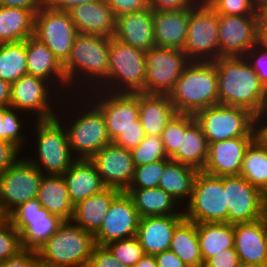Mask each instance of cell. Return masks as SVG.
I'll return each instance as SVG.
<instances>
[{
	"mask_svg": "<svg viewBox=\"0 0 267 267\" xmlns=\"http://www.w3.org/2000/svg\"><path fill=\"white\" fill-rule=\"evenodd\" d=\"M56 117L64 125L78 159H90L111 143L103 113L85 94L64 96Z\"/></svg>",
	"mask_w": 267,
	"mask_h": 267,
	"instance_id": "cell-1",
	"label": "cell"
},
{
	"mask_svg": "<svg viewBox=\"0 0 267 267\" xmlns=\"http://www.w3.org/2000/svg\"><path fill=\"white\" fill-rule=\"evenodd\" d=\"M110 38L78 33L63 64L69 95L96 89L107 77Z\"/></svg>",
	"mask_w": 267,
	"mask_h": 267,
	"instance_id": "cell-2",
	"label": "cell"
},
{
	"mask_svg": "<svg viewBox=\"0 0 267 267\" xmlns=\"http://www.w3.org/2000/svg\"><path fill=\"white\" fill-rule=\"evenodd\" d=\"M217 72L219 103L261 111L265 87L245 57H220L214 61Z\"/></svg>",
	"mask_w": 267,
	"mask_h": 267,
	"instance_id": "cell-3",
	"label": "cell"
},
{
	"mask_svg": "<svg viewBox=\"0 0 267 267\" xmlns=\"http://www.w3.org/2000/svg\"><path fill=\"white\" fill-rule=\"evenodd\" d=\"M29 145L26 149L34 155L29 151L24 153L30 154L25 157L44 175H63L78 159L71 150L64 125L57 117L33 120L29 129Z\"/></svg>",
	"mask_w": 267,
	"mask_h": 267,
	"instance_id": "cell-4",
	"label": "cell"
},
{
	"mask_svg": "<svg viewBox=\"0 0 267 267\" xmlns=\"http://www.w3.org/2000/svg\"><path fill=\"white\" fill-rule=\"evenodd\" d=\"M168 95L177 114L195 115L219 104L214 61H190Z\"/></svg>",
	"mask_w": 267,
	"mask_h": 267,
	"instance_id": "cell-5",
	"label": "cell"
},
{
	"mask_svg": "<svg viewBox=\"0 0 267 267\" xmlns=\"http://www.w3.org/2000/svg\"><path fill=\"white\" fill-rule=\"evenodd\" d=\"M94 235L71 221H63L37 250L39 263L48 267H87Z\"/></svg>",
	"mask_w": 267,
	"mask_h": 267,
	"instance_id": "cell-6",
	"label": "cell"
},
{
	"mask_svg": "<svg viewBox=\"0 0 267 267\" xmlns=\"http://www.w3.org/2000/svg\"><path fill=\"white\" fill-rule=\"evenodd\" d=\"M146 51L110 38L108 77L96 88L108 93H145Z\"/></svg>",
	"mask_w": 267,
	"mask_h": 267,
	"instance_id": "cell-7",
	"label": "cell"
},
{
	"mask_svg": "<svg viewBox=\"0 0 267 267\" xmlns=\"http://www.w3.org/2000/svg\"><path fill=\"white\" fill-rule=\"evenodd\" d=\"M183 213L185 219L196 224L228 222L223 176L199 171L193 183L191 198L183 207Z\"/></svg>",
	"mask_w": 267,
	"mask_h": 267,
	"instance_id": "cell-8",
	"label": "cell"
},
{
	"mask_svg": "<svg viewBox=\"0 0 267 267\" xmlns=\"http://www.w3.org/2000/svg\"><path fill=\"white\" fill-rule=\"evenodd\" d=\"M194 117L208 144L230 138L255 136V115L241 107L219 103L198 111Z\"/></svg>",
	"mask_w": 267,
	"mask_h": 267,
	"instance_id": "cell-9",
	"label": "cell"
},
{
	"mask_svg": "<svg viewBox=\"0 0 267 267\" xmlns=\"http://www.w3.org/2000/svg\"><path fill=\"white\" fill-rule=\"evenodd\" d=\"M62 99L63 96L48 81L32 75H23L11 83L10 107L33 120L56 117Z\"/></svg>",
	"mask_w": 267,
	"mask_h": 267,
	"instance_id": "cell-10",
	"label": "cell"
},
{
	"mask_svg": "<svg viewBox=\"0 0 267 267\" xmlns=\"http://www.w3.org/2000/svg\"><path fill=\"white\" fill-rule=\"evenodd\" d=\"M44 174L25 155L0 175V217L37 198Z\"/></svg>",
	"mask_w": 267,
	"mask_h": 267,
	"instance_id": "cell-11",
	"label": "cell"
},
{
	"mask_svg": "<svg viewBox=\"0 0 267 267\" xmlns=\"http://www.w3.org/2000/svg\"><path fill=\"white\" fill-rule=\"evenodd\" d=\"M218 14L209 5L189 8L188 33L184 53L190 61H215L219 58Z\"/></svg>",
	"mask_w": 267,
	"mask_h": 267,
	"instance_id": "cell-12",
	"label": "cell"
},
{
	"mask_svg": "<svg viewBox=\"0 0 267 267\" xmlns=\"http://www.w3.org/2000/svg\"><path fill=\"white\" fill-rule=\"evenodd\" d=\"M78 32L69 12L43 6L34 18V37L45 44L63 65L73 47Z\"/></svg>",
	"mask_w": 267,
	"mask_h": 267,
	"instance_id": "cell-13",
	"label": "cell"
},
{
	"mask_svg": "<svg viewBox=\"0 0 267 267\" xmlns=\"http://www.w3.org/2000/svg\"><path fill=\"white\" fill-rule=\"evenodd\" d=\"M7 218L21 234L23 249L37 251L63 222L40 205L37 198L14 209Z\"/></svg>",
	"mask_w": 267,
	"mask_h": 267,
	"instance_id": "cell-14",
	"label": "cell"
},
{
	"mask_svg": "<svg viewBox=\"0 0 267 267\" xmlns=\"http://www.w3.org/2000/svg\"><path fill=\"white\" fill-rule=\"evenodd\" d=\"M190 62L181 49L154 46L146 51V94H169Z\"/></svg>",
	"mask_w": 267,
	"mask_h": 267,
	"instance_id": "cell-15",
	"label": "cell"
},
{
	"mask_svg": "<svg viewBox=\"0 0 267 267\" xmlns=\"http://www.w3.org/2000/svg\"><path fill=\"white\" fill-rule=\"evenodd\" d=\"M85 95L103 113L111 142L125 130L138 127L139 93H108L93 89L86 92Z\"/></svg>",
	"mask_w": 267,
	"mask_h": 267,
	"instance_id": "cell-16",
	"label": "cell"
},
{
	"mask_svg": "<svg viewBox=\"0 0 267 267\" xmlns=\"http://www.w3.org/2000/svg\"><path fill=\"white\" fill-rule=\"evenodd\" d=\"M228 223H248L266 216L265 195L242 176H223Z\"/></svg>",
	"mask_w": 267,
	"mask_h": 267,
	"instance_id": "cell-17",
	"label": "cell"
},
{
	"mask_svg": "<svg viewBox=\"0 0 267 267\" xmlns=\"http://www.w3.org/2000/svg\"><path fill=\"white\" fill-rule=\"evenodd\" d=\"M140 216L133 200L121 191L112 201L99 230L94 234L97 245L128 239L137 235Z\"/></svg>",
	"mask_w": 267,
	"mask_h": 267,
	"instance_id": "cell-18",
	"label": "cell"
},
{
	"mask_svg": "<svg viewBox=\"0 0 267 267\" xmlns=\"http://www.w3.org/2000/svg\"><path fill=\"white\" fill-rule=\"evenodd\" d=\"M219 58L245 57L258 43V16L218 15Z\"/></svg>",
	"mask_w": 267,
	"mask_h": 267,
	"instance_id": "cell-19",
	"label": "cell"
},
{
	"mask_svg": "<svg viewBox=\"0 0 267 267\" xmlns=\"http://www.w3.org/2000/svg\"><path fill=\"white\" fill-rule=\"evenodd\" d=\"M90 160L95 165L106 188H115L120 191L128 189L135 170L130 150L111 142L94 154Z\"/></svg>",
	"mask_w": 267,
	"mask_h": 267,
	"instance_id": "cell-20",
	"label": "cell"
},
{
	"mask_svg": "<svg viewBox=\"0 0 267 267\" xmlns=\"http://www.w3.org/2000/svg\"><path fill=\"white\" fill-rule=\"evenodd\" d=\"M256 136H242L209 143L208 157L202 171L214 176H239L249 145Z\"/></svg>",
	"mask_w": 267,
	"mask_h": 267,
	"instance_id": "cell-21",
	"label": "cell"
},
{
	"mask_svg": "<svg viewBox=\"0 0 267 267\" xmlns=\"http://www.w3.org/2000/svg\"><path fill=\"white\" fill-rule=\"evenodd\" d=\"M27 74L48 81L63 97L69 95L63 65L34 36L26 39Z\"/></svg>",
	"mask_w": 267,
	"mask_h": 267,
	"instance_id": "cell-22",
	"label": "cell"
},
{
	"mask_svg": "<svg viewBox=\"0 0 267 267\" xmlns=\"http://www.w3.org/2000/svg\"><path fill=\"white\" fill-rule=\"evenodd\" d=\"M234 248L241 262L267 267V216L234 224Z\"/></svg>",
	"mask_w": 267,
	"mask_h": 267,
	"instance_id": "cell-23",
	"label": "cell"
},
{
	"mask_svg": "<svg viewBox=\"0 0 267 267\" xmlns=\"http://www.w3.org/2000/svg\"><path fill=\"white\" fill-rule=\"evenodd\" d=\"M209 144L194 115L181 114V141L172 161L202 171L208 157Z\"/></svg>",
	"mask_w": 267,
	"mask_h": 267,
	"instance_id": "cell-24",
	"label": "cell"
},
{
	"mask_svg": "<svg viewBox=\"0 0 267 267\" xmlns=\"http://www.w3.org/2000/svg\"><path fill=\"white\" fill-rule=\"evenodd\" d=\"M68 12L78 33L114 37L116 17L106 0L83 3Z\"/></svg>",
	"mask_w": 267,
	"mask_h": 267,
	"instance_id": "cell-25",
	"label": "cell"
},
{
	"mask_svg": "<svg viewBox=\"0 0 267 267\" xmlns=\"http://www.w3.org/2000/svg\"><path fill=\"white\" fill-rule=\"evenodd\" d=\"M184 215L140 217L137 235L144 254L156 255L170 248L173 232Z\"/></svg>",
	"mask_w": 267,
	"mask_h": 267,
	"instance_id": "cell-26",
	"label": "cell"
},
{
	"mask_svg": "<svg viewBox=\"0 0 267 267\" xmlns=\"http://www.w3.org/2000/svg\"><path fill=\"white\" fill-rule=\"evenodd\" d=\"M153 20L154 11L150 8L120 15L116 17L114 38L132 47L148 51L155 46Z\"/></svg>",
	"mask_w": 267,
	"mask_h": 267,
	"instance_id": "cell-27",
	"label": "cell"
},
{
	"mask_svg": "<svg viewBox=\"0 0 267 267\" xmlns=\"http://www.w3.org/2000/svg\"><path fill=\"white\" fill-rule=\"evenodd\" d=\"M189 8L154 11L155 46L183 50L188 33Z\"/></svg>",
	"mask_w": 267,
	"mask_h": 267,
	"instance_id": "cell-28",
	"label": "cell"
},
{
	"mask_svg": "<svg viewBox=\"0 0 267 267\" xmlns=\"http://www.w3.org/2000/svg\"><path fill=\"white\" fill-rule=\"evenodd\" d=\"M62 176L67 185L70 202L74 206L106 188L90 159H77Z\"/></svg>",
	"mask_w": 267,
	"mask_h": 267,
	"instance_id": "cell-29",
	"label": "cell"
},
{
	"mask_svg": "<svg viewBox=\"0 0 267 267\" xmlns=\"http://www.w3.org/2000/svg\"><path fill=\"white\" fill-rule=\"evenodd\" d=\"M176 114L168 94L139 93V119L145 135L162 136Z\"/></svg>",
	"mask_w": 267,
	"mask_h": 267,
	"instance_id": "cell-30",
	"label": "cell"
},
{
	"mask_svg": "<svg viewBox=\"0 0 267 267\" xmlns=\"http://www.w3.org/2000/svg\"><path fill=\"white\" fill-rule=\"evenodd\" d=\"M115 188H105L74 206L72 221L93 235L101 227L113 199L120 193Z\"/></svg>",
	"mask_w": 267,
	"mask_h": 267,
	"instance_id": "cell-31",
	"label": "cell"
},
{
	"mask_svg": "<svg viewBox=\"0 0 267 267\" xmlns=\"http://www.w3.org/2000/svg\"><path fill=\"white\" fill-rule=\"evenodd\" d=\"M140 217L162 215H184L183 207L163 189H127Z\"/></svg>",
	"mask_w": 267,
	"mask_h": 267,
	"instance_id": "cell-32",
	"label": "cell"
},
{
	"mask_svg": "<svg viewBox=\"0 0 267 267\" xmlns=\"http://www.w3.org/2000/svg\"><path fill=\"white\" fill-rule=\"evenodd\" d=\"M40 205L63 221H71L74 205L62 175H44L38 190Z\"/></svg>",
	"mask_w": 267,
	"mask_h": 267,
	"instance_id": "cell-33",
	"label": "cell"
},
{
	"mask_svg": "<svg viewBox=\"0 0 267 267\" xmlns=\"http://www.w3.org/2000/svg\"><path fill=\"white\" fill-rule=\"evenodd\" d=\"M198 172L191 166L170 160L163 169L158 187L184 207L191 198L193 183Z\"/></svg>",
	"mask_w": 267,
	"mask_h": 267,
	"instance_id": "cell-34",
	"label": "cell"
},
{
	"mask_svg": "<svg viewBox=\"0 0 267 267\" xmlns=\"http://www.w3.org/2000/svg\"><path fill=\"white\" fill-rule=\"evenodd\" d=\"M35 14L26 8L0 6V43L20 42L34 36Z\"/></svg>",
	"mask_w": 267,
	"mask_h": 267,
	"instance_id": "cell-35",
	"label": "cell"
},
{
	"mask_svg": "<svg viewBox=\"0 0 267 267\" xmlns=\"http://www.w3.org/2000/svg\"><path fill=\"white\" fill-rule=\"evenodd\" d=\"M203 263L222 250L234 248V225L228 222L197 223Z\"/></svg>",
	"mask_w": 267,
	"mask_h": 267,
	"instance_id": "cell-36",
	"label": "cell"
},
{
	"mask_svg": "<svg viewBox=\"0 0 267 267\" xmlns=\"http://www.w3.org/2000/svg\"><path fill=\"white\" fill-rule=\"evenodd\" d=\"M169 250L174 252L188 267H203L195 222L184 218L176 226Z\"/></svg>",
	"mask_w": 267,
	"mask_h": 267,
	"instance_id": "cell-37",
	"label": "cell"
},
{
	"mask_svg": "<svg viewBox=\"0 0 267 267\" xmlns=\"http://www.w3.org/2000/svg\"><path fill=\"white\" fill-rule=\"evenodd\" d=\"M29 118L27 114L18 111L16 108L10 106L0 107V139L14 144L24 153L25 147L29 144L28 129H30L33 122Z\"/></svg>",
	"mask_w": 267,
	"mask_h": 267,
	"instance_id": "cell-38",
	"label": "cell"
},
{
	"mask_svg": "<svg viewBox=\"0 0 267 267\" xmlns=\"http://www.w3.org/2000/svg\"><path fill=\"white\" fill-rule=\"evenodd\" d=\"M239 176L267 194V149L257 139L246 150Z\"/></svg>",
	"mask_w": 267,
	"mask_h": 267,
	"instance_id": "cell-39",
	"label": "cell"
},
{
	"mask_svg": "<svg viewBox=\"0 0 267 267\" xmlns=\"http://www.w3.org/2000/svg\"><path fill=\"white\" fill-rule=\"evenodd\" d=\"M26 74V40L0 43V79L13 83Z\"/></svg>",
	"mask_w": 267,
	"mask_h": 267,
	"instance_id": "cell-40",
	"label": "cell"
},
{
	"mask_svg": "<svg viewBox=\"0 0 267 267\" xmlns=\"http://www.w3.org/2000/svg\"><path fill=\"white\" fill-rule=\"evenodd\" d=\"M135 166H141L159 160H170L164 150L162 138L159 135H145L144 140L130 150Z\"/></svg>",
	"mask_w": 267,
	"mask_h": 267,
	"instance_id": "cell-41",
	"label": "cell"
},
{
	"mask_svg": "<svg viewBox=\"0 0 267 267\" xmlns=\"http://www.w3.org/2000/svg\"><path fill=\"white\" fill-rule=\"evenodd\" d=\"M22 250L20 232L7 217H0V262L15 257Z\"/></svg>",
	"mask_w": 267,
	"mask_h": 267,
	"instance_id": "cell-42",
	"label": "cell"
},
{
	"mask_svg": "<svg viewBox=\"0 0 267 267\" xmlns=\"http://www.w3.org/2000/svg\"><path fill=\"white\" fill-rule=\"evenodd\" d=\"M170 160H159L149 164L135 166L134 176L128 189L156 188L165 165Z\"/></svg>",
	"mask_w": 267,
	"mask_h": 267,
	"instance_id": "cell-43",
	"label": "cell"
},
{
	"mask_svg": "<svg viewBox=\"0 0 267 267\" xmlns=\"http://www.w3.org/2000/svg\"><path fill=\"white\" fill-rule=\"evenodd\" d=\"M126 266L133 267L145 254L138 238L132 237L105 245Z\"/></svg>",
	"mask_w": 267,
	"mask_h": 267,
	"instance_id": "cell-44",
	"label": "cell"
},
{
	"mask_svg": "<svg viewBox=\"0 0 267 267\" xmlns=\"http://www.w3.org/2000/svg\"><path fill=\"white\" fill-rule=\"evenodd\" d=\"M209 6L218 15L258 16L255 0H213Z\"/></svg>",
	"mask_w": 267,
	"mask_h": 267,
	"instance_id": "cell-45",
	"label": "cell"
},
{
	"mask_svg": "<svg viewBox=\"0 0 267 267\" xmlns=\"http://www.w3.org/2000/svg\"><path fill=\"white\" fill-rule=\"evenodd\" d=\"M164 150L170 158L178 149L181 141V114H176L165 126L162 133Z\"/></svg>",
	"mask_w": 267,
	"mask_h": 267,
	"instance_id": "cell-46",
	"label": "cell"
},
{
	"mask_svg": "<svg viewBox=\"0 0 267 267\" xmlns=\"http://www.w3.org/2000/svg\"><path fill=\"white\" fill-rule=\"evenodd\" d=\"M245 58L258 75L260 82L267 87V50L257 43L247 52Z\"/></svg>",
	"mask_w": 267,
	"mask_h": 267,
	"instance_id": "cell-47",
	"label": "cell"
},
{
	"mask_svg": "<svg viewBox=\"0 0 267 267\" xmlns=\"http://www.w3.org/2000/svg\"><path fill=\"white\" fill-rule=\"evenodd\" d=\"M87 267H129L112 255L106 246L95 244Z\"/></svg>",
	"mask_w": 267,
	"mask_h": 267,
	"instance_id": "cell-48",
	"label": "cell"
},
{
	"mask_svg": "<svg viewBox=\"0 0 267 267\" xmlns=\"http://www.w3.org/2000/svg\"><path fill=\"white\" fill-rule=\"evenodd\" d=\"M145 138V133L142 128L140 119H138V127H131L120 135L113 141L118 146L126 150H132L137 147Z\"/></svg>",
	"mask_w": 267,
	"mask_h": 267,
	"instance_id": "cell-49",
	"label": "cell"
},
{
	"mask_svg": "<svg viewBox=\"0 0 267 267\" xmlns=\"http://www.w3.org/2000/svg\"><path fill=\"white\" fill-rule=\"evenodd\" d=\"M115 17L138 12L149 7V0H106Z\"/></svg>",
	"mask_w": 267,
	"mask_h": 267,
	"instance_id": "cell-50",
	"label": "cell"
},
{
	"mask_svg": "<svg viewBox=\"0 0 267 267\" xmlns=\"http://www.w3.org/2000/svg\"><path fill=\"white\" fill-rule=\"evenodd\" d=\"M22 152L12 143L0 139V175L10 168Z\"/></svg>",
	"mask_w": 267,
	"mask_h": 267,
	"instance_id": "cell-51",
	"label": "cell"
},
{
	"mask_svg": "<svg viewBox=\"0 0 267 267\" xmlns=\"http://www.w3.org/2000/svg\"><path fill=\"white\" fill-rule=\"evenodd\" d=\"M39 256L35 250H22L15 257L0 262V267H36Z\"/></svg>",
	"mask_w": 267,
	"mask_h": 267,
	"instance_id": "cell-52",
	"label": "cell"
},
{
	"mask_svg": "<svg viewBox=\"0 0 267 267\" xmlns=\"http://www.w3.org/2000/svg\"><path fill=\"white\" fill-rule=\"evenodd\" d=\"M239 262V256L235 248H229L209 258L203 267H237Z\"/></svg>",
	"mask_w": 267,
	"mask_h": 267,
	"instance_id": "cell-53",
	"label": "cell"
},
{
	"mask_svg": "<svg viewBox=\"0 0 267 267\" xmlns=\"http://www.w3.org/2000/svg\"><path fill=\"white\" fill-rule=\"evenodd\" d=\"M194 5L192 0H149V7L153 11H179Z\"/></svg>",
	"mask_w": 267,
	"mask_h": 267,
	"instance_id": "cell-54",
	"label": "cell"
},
{
	"mask_svg": "<svg viewBox=\"0 0 267 267\" xmlns=\"http://www.w3.org/2000/svg\"><path fill=\"white\" fill-rule=\"evenodd\" d=\"M47 4V0H0L2 7H19L31 10L36 14L43 6Z\"/></svg>",
	"mask_w": 267,
	"mask_h": 267,
	"instance_id": "cell-55",
	"label": "cell"
},
{
	"mask_svg": "<svg viewBox=\"0 0 267 267\" xmlns=\"http://www.w3.org/2000/svg\"><path fill=\"white\" fill-rule=\"evenodd\" d=\"M157 267H188L174 252L167 250L154 255Z\"/></svg>",
	"mask_w": 267,
	"mask_h": 267,
	"instance_id": "cell-56",
	"label": "cell"
},
{
	"mask_svg": "<svg viewBox=\"0 0 267 267\" xmlns=\"http://www.w3.org/2000/svg\"><path fill=\"white\" fill-rule=\"evenodd\" d=\"M98 0H47V5L58 11L68 12L73 7Z\"/></svg>",
	"mask_w": 267,
	"mask_h": 267,
	"instance_id": "cell-57",
	"label": "cell"
},
{
	"mask_svg": "<svg viewBox=\"0 0 267 267\" xmlns=\"http://www.w3.org/2000/svg\"><path fill=\"white\" fill-rule=\"evenodd\" d=\"M255 136L267 149V117H255Z\"/></svg>",
	"mask_w": 267,
	"mask_h": 267,
	"instance_id": "cell-58",
	"label": "cell"
},
{
	"mask_svg": "<svg viewBox=\"0 0 267 267\" xmlns=\"http://www.w3.org/2000/svg\"><path fill=\"white\" fill-rule=\"evenodd\" d=\"M11 83L0 79V107L10 106Z\"/></svg>",
	"mask_w": 267,
	"mask_h": 267,
	"instance_id": "cell-59",
	"label": "cell"
},
{
	"mask_svg": "<svg viewBox=\"0 0 267 267\" xmlns=\"http://www.w3.org/2000/svg\"><path fill=\"white\" fill-rule=\"evenodd\" d=\"M258 17H259V27L267 28V0H262L258 3Z\"/></svg>",
	"mask_w": 267,
	"mask_h": 267,
	"instance_id": "cell-60",
	"label": "cell"
},
{
	"mask_svg": "<svg viewBox=\"0 0 267 267\" xmlns=\"http://www.w3.org/2000/svg\"><path fill=\"white\" fill-rule=\"evenodd\" d=\"M133 267H157L154 255L145 254Z\"/></svg>",
	"mask_w": 267,
	"mask_h": 267,
	"instance_id": "cell-61",
	"label": "cell"
},
{
	"mask_svg": "<svg viewBox=\"0 0 267 267\" xmlns=\"http://www.w3.org/2000/svg\"><path fill=\"white\" fill-rule=\"evenodd\" d=\"M258 44L267 50V28H258Z\"/></svg>",
	"mask_w": 267,
	"mask_h": 267,
	"instance_id": "cell-62",
	"label": "cell"
},
{
	"mask_svg": "<svg viewBox=\"0 0 267 267\" xmlns=\"http://www.w3.org/2000/svg\"><path fill=\"white\" fill-rule=\"evenodd\" d=\"M255 117H267V87H265V97H264L261 111Z\"/></svg>",
	"mask_w": 267,
	"mask_h": 267,
	"instance_id": "cell-63",
	"label": "cell"
},
{
	"mask_svg": "<svg viewBox=\"0 0 267 267\" xmlns=\"http://www.w3.org/2000/svg\"><path fill=\"white\" fill-rule=\"evenodd\" d=\"M195 5H209L213 0H192Z\"/></svg>",
	"mask_w": 267,
	"mask_h": 267,
	"instance_id": "cell-64",
	"label": "cell"
},
{
	"mask_svg": "<svg viewBox=\"0 0 267 267\" xmlns=\"http://www.w3.org/2000/svg\"><path fill=\"white\" fill-rule=\"evenodd\" d=\"M237 267H260V266H257V265H253V264H249V263H245V262H241L240 261Z\"/></svg>",
	"mask_w": 267,
	"mask_h": 267,
	"instance_id": "cell-65",
	"label": "cell"
},
{
	"mask_svg": "<svg viewBox=\"0 0 267 267\" xmlns=\"http://www.w3.org/2000/svg\"><path fill=\"white\" fill-rule=\"evenodd\" d=\"M36 267H48V266H45V265H43V264H41V263H38V264L36 265Z\"/></svg>",
	"mask_w": 267,
	"mask_h": 267,
	"instance_id": "cell-66",
	"label": "cell"
},
{
	"mask_svg": "<svg viewBox=\"0 0 267 267\" xmlns=\"http://www.w3.org/2000/svg\"><path fill=\"white\" fill-rule=\"evenodd\" d=\"M265 200H266V216H267V194L265 195Z\"/></svg>",
	"mask_w": 267,
	"mask_h": 267,
	"instance_id": "cell-67",
	"label": "cell"
}]
</instances>
